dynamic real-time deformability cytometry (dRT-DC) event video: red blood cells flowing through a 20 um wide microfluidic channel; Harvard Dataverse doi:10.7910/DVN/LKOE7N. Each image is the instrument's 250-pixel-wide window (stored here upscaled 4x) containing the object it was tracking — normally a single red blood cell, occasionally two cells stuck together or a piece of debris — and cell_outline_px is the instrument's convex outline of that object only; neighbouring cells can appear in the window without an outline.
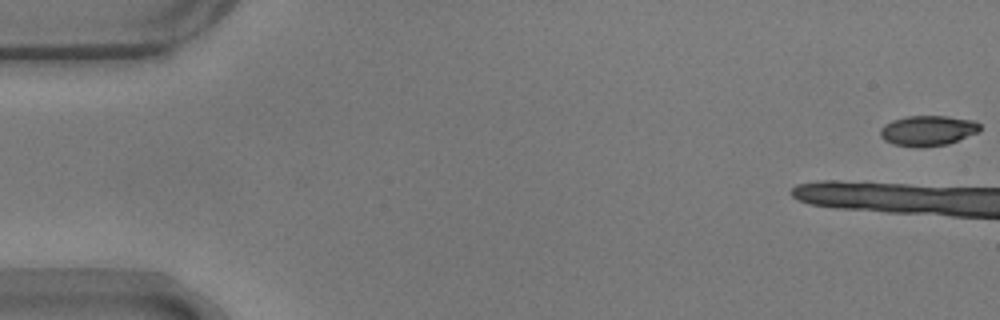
{"species": "common noctule bat (a hibernating species)", "species_latin": "Nyctalus noctula", "temperature_condition": "warm", "stored_images_in_passage": 13, "camera_frame_rate_fps": 3000, "um_per_image_px": 0.085, "animal": {"sex": "male", "body_mass_g": 17.9}, "frame": {"image": 1, "passage_image": 1, "time_ms": 0.0, "image_size_px": [1000, 320], "cell_outline_px": [[980, 132], [948, 144], [916, 148], [892, 144], [884, 140], [880, 136], [880, 128], [884, 124], [892, 120], [908, 116], [948, 116], [976, 120], [980, 124]], "centroid_in_image_um": [78.87, 11.1], "position_along_channel_um": 6.1, "area_um2": 17.92}}